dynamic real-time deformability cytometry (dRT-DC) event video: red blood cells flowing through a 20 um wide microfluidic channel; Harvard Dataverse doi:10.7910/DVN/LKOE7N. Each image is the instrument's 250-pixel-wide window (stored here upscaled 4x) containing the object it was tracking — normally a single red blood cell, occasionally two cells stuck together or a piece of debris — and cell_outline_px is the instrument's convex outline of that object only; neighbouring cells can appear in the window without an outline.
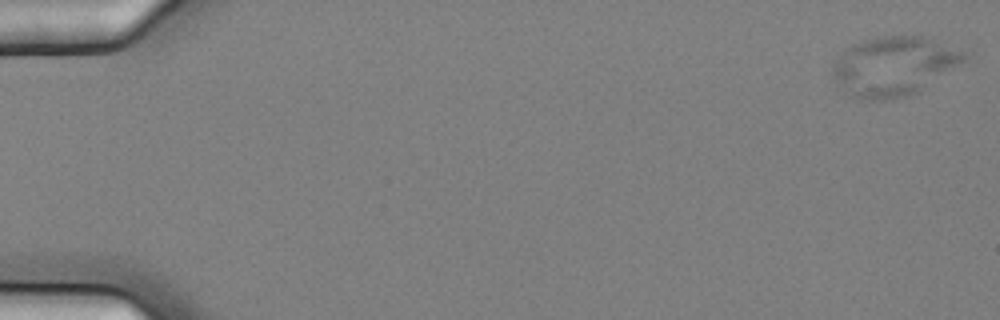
{"species": "common noctule bat (a hibernating species)", "species_latin": "Nyctalus noctula", "temperature_condition": "cold", "stored_images_in_passage": 57, "camera_frame_rate_fps": 3000, "um_per_image_px": 0.085, "animal": {"sex": "female", "body_mass_g": 25.1}, "frame": {"image": 1, "passage_image": 1, "time_ms": 0.0, "image_size_px": [1000, 320], "cell_outline_px": [[968, 56], [964, 60], [916, 92], [908, 96], [892, 100], [856, 100], [848, 96], [832, 76], [832, 60], [844, 48], [852, 44], [876, 36], [924, 36], [964, 52]], "centroid_in_image_um": [75.84, 5.63], "position_along_channel_um": 9.2, "area_um2": 45.37}}
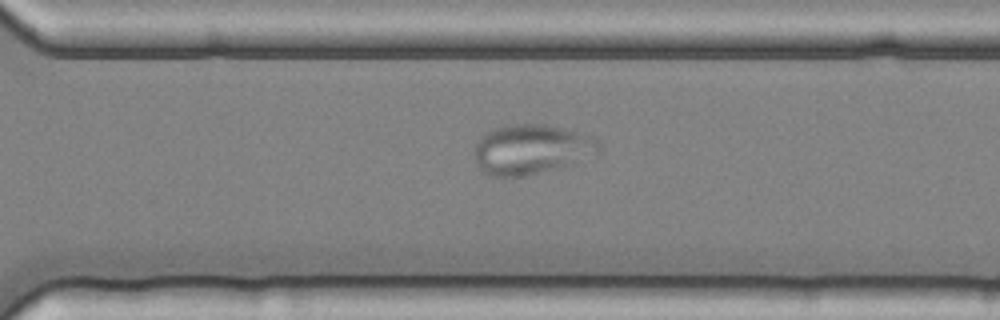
{"frame": {"image": 2, "passage_image": 41, "time_ms": 13.333, "image_size_px": [1000, 320], "cell_outline_px": [[600, 156], [560, 168], [524, 176], [488, 176], [480, 172], [476, 168], [472, 160], [472, 152], [480, 136], [484, 132], [492, 128], [504, 124], [544, 124], [592, 136], [600, 144]], "centroid_in_image_um": [45.12, 12.72], "position_along_channel_um": 325.5, "area_um2": 37.4}}
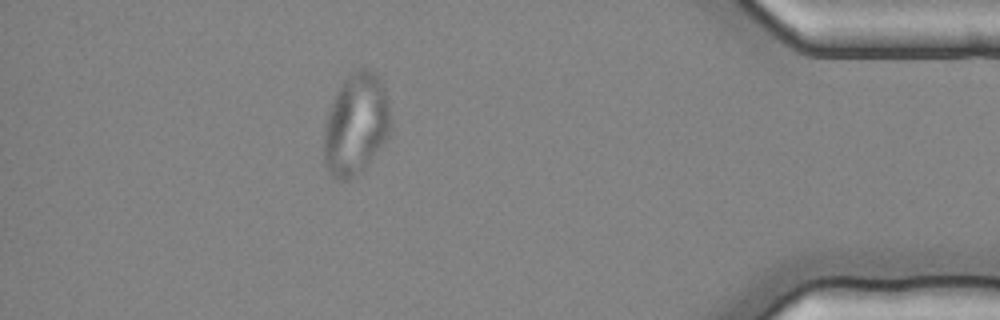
{"frame": {"image": 3, "passage_image": 51, "time_ms": 16.667, "image_size_px": [1000, 320], "cell_outline_px": [[392, 128], [388, 136], [364, 168], [360, 172], [348, 180], [340, 180], [332, 176], [328, 172], [324, 164], [324, 128], [328, 112], [336, 92], [344, 80], [352, 72], [364, 68], [368, 68], [376, 72], [384, 88], [392, 120]], "centroid_in_image_um": [30.25, 10.57], "position_along_channel_um": 404.9, "area_um2": 39.48}}